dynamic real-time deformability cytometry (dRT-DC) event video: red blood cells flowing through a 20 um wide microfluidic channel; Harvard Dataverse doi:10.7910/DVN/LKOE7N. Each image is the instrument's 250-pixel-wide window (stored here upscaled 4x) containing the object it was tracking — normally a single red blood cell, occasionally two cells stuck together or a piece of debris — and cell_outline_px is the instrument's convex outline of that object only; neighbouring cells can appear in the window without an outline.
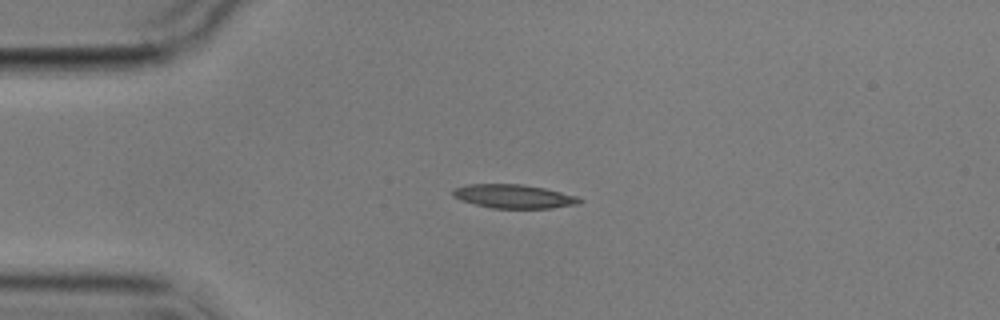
{"species": "common noctule bat (a hibernating species)", "species_latin": "Nyctalus noctula", "temperature_condition": "cold", "stored_images_in_passage": 1, "camera_frame_rate_fps": 3000, "um_per_image_px": 0.085, "animal": {"sex": "male", "body_mass_g": 17.9}, "frame": {"image": 1, "passage_image": 1, "time_ms": 0.0, "image_size_px": [1000, 320], "cell_outline_px": [[584, 200], [580, 204], [552, 208], [492, 208], [460, 200], [452, 196], [452, 192], [456, 188], [468, 184], [524, 184], [544, 188], [576, 196]], "centroid_in_image_um": [43.69, 16.69], "position_along_channel_um": 41.3, "area_um2": 17.51}}